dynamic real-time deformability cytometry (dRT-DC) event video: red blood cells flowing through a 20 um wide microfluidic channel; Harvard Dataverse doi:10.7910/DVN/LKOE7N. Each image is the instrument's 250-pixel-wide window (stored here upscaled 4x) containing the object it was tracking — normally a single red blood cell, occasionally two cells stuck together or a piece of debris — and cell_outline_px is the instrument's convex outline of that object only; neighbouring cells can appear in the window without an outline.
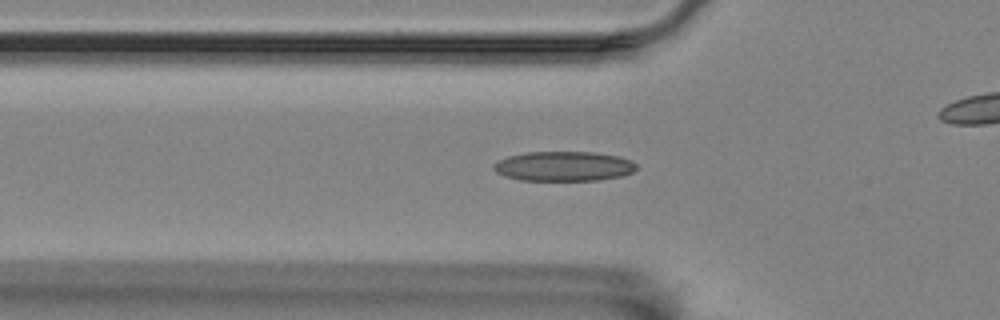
{"species": "Egyptian fruit bat (a non-hibernating species)", "species_latin": "Rousettus aegyptiacus", "temperature_condition": "room temperature", "stored_images_in_passage": 41, "camera_frame_rate_fps": 3000, "um_per_image_px": 0.085, "animal": {"sex": "female"}, "frame": {"image": 1, "passage_image": 2, "time_ms": 0.333, "image_size_px": [1000, 320], "cell_outline_px": [[636, 168], [632, 172], [624, 176], [600, 180], [520, 180], [504, 176], [496, 172], [492, 168], [492, 164], [508, 156], [528, 152], [592, 152], [620, 156], [632, 160], [636, 164]], "centroid_in_image_um": [47.93, 14.13], "position_along_channel_um": 77.9, "area_um2": 24.85}}
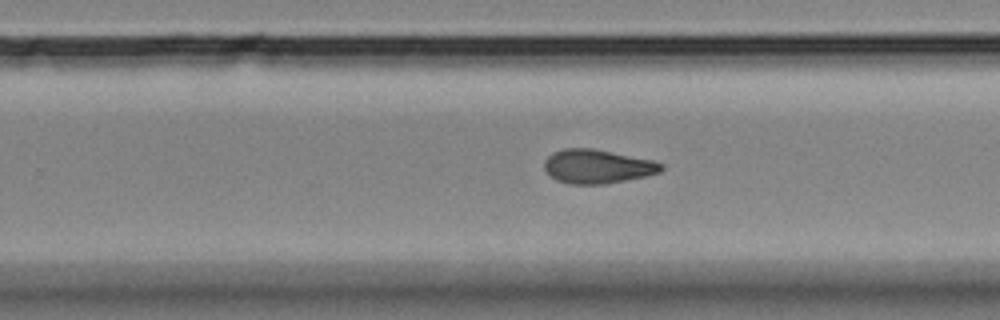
{"frame": {"image": 2, "passage_image": 19, "time_ms": 6.0, "image_size_px": [1000, 320], "cell_outline_px": [[664, 168], [660, 172], [644, 176], [604, 184], [572, 184], [556, 180], [544, 168], [544, 160], [552, 152], [564, 148], [592, 148], [652, 160], [664, 164]], "centroid_in_image_um": [50.76, 14.14], "position_along_channel_um": 279.0, "area_um2": 22.95}}
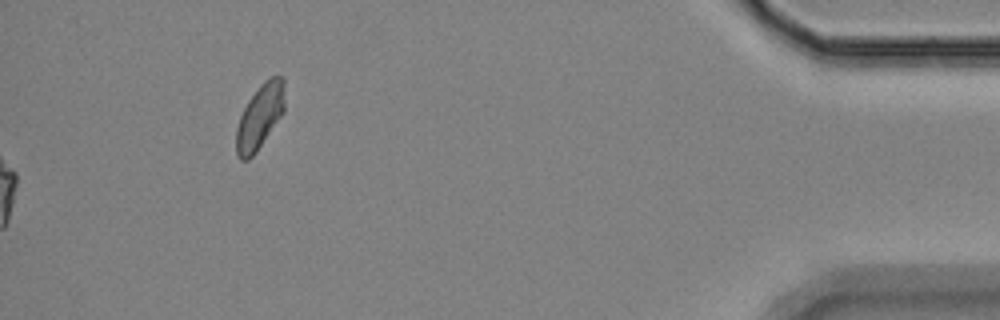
{"frame": {"image": 3, "passage_image": 41, "time_ms": 13.333, "image_size_px": [1000, 320], "cell_outline_px": [[284, 112], [256, 152], [248, 160], [240, 160], [236, 152], [236, 128], [240, 116], [248, 100], [260, 84], [264, 80], [272, 76], [284, 76]], "centroid_in_image_um": [22.09, 9.9], "position_along_channel_um": 413.1, "area_um2": 18.26}, "authors_computed_cell_mechanics": {"area_um2": 23.0622, "velocity_mm_per_s": 3.5265, "shape_relaxation_time_tau1_ms": null, "shape_relaxation_time_tau2_ms": 3.3317, "deformation_change_tau1": null, "deformation_change_tau2": 0.1011}}